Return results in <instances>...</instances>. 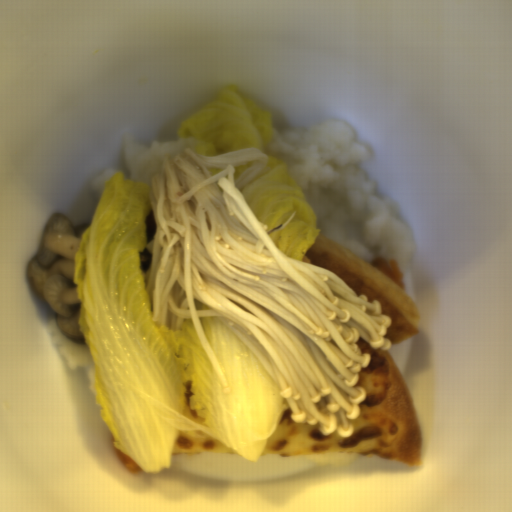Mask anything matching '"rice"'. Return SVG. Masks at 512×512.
<instances>
[{
  "label": "rice",
  "instance_id": "2",
  "mask_svg": "<svg viewBox=\"0 0 512 512\" xmlns=\"http://www.w3.org/2000/svg\"><path fill=\"white\" fill-rule=\"evenodd\" d=\"M187 147L188 144L182 142H155L153 146H149L129 137L126 139L124 151L127 178L149 183L148 180L160 171L161 162L166 156Z\"/></svg>",
  "mask_w": 512,
  "mask_h": 512
},
{
  "label": "rice",
  "instance_id": "3",
  "mask_svg": "<svg viewBox=\"0 0 512 512\" xmlns=\"http://www.w3.org/2000/svg\"><path fill=\"white\" fill-rule=\"evenodd\" d=\"M118 172V170L107 168L89 184V190L94 198L99 202L104 190L105 184Z\"/></svg>",
  "mask_w": 512,
  "mask_h": 512
},
{
  "label": "rice",
  "instance_id": "1",
  "mask_svg": "<svg viewBox=\"0 0 512 512\" xmlns=\"http://www.w3.org/2000/svg\"><path fill=\"white\" fill-rule=\"evenodd\" d=\"M272 128V141L258 152L285 163L313 209L317 230L370 266L379 257L387 266L394 259L414 302L416 237L395 197L378 195L360 165L372 161V148L339 120Z\"/></svg>",
  "mask_w": 512,
  "mask_h": 512
}]
</instances>
